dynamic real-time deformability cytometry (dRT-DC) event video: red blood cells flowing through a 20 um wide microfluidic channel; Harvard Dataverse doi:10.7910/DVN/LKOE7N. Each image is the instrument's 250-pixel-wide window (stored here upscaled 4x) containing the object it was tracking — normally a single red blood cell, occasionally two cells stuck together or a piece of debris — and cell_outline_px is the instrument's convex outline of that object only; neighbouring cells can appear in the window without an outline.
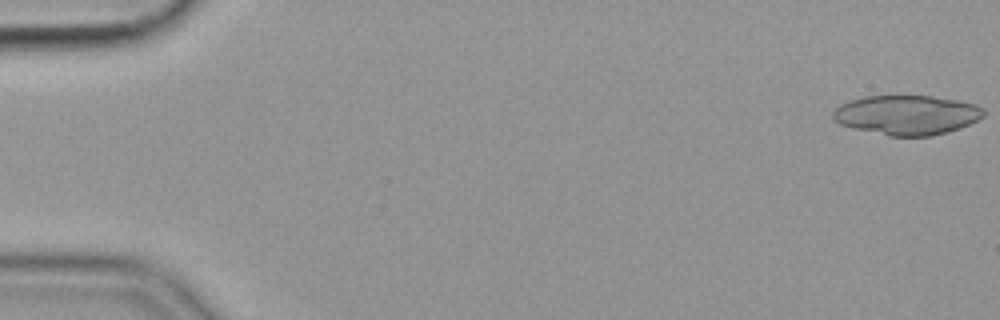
{"species": "common noctule bat (a hibernating species)", "species_latin": "Nyctalus noctula", "temperature_condition": "cold", "stored_images_in_passage": 20, "camera_frame_rate_fps": 3000, "um_per_image_px": 0.085, "animal": {"sex": "female", "body_mass_g": 19.9}, "frame": {"image": 1, "passage_image": 1, "time_ms": 0.0, "image_size_px": [1000, 320], "cell_outline_px": [[984, 116], [960, 128], [948, 132], [932, 136], [888, 136], [852, 128], [840, 124], [832, 120], [832, 112], [840, 104], [848, 100], [864, 96], [932, 96], [956, 100], [976, 104], [984, 108]], "centroid_in_image_um": [77.05, 9.77], "position_along_channel_um": 8.0, "area_um2": 34.97}}